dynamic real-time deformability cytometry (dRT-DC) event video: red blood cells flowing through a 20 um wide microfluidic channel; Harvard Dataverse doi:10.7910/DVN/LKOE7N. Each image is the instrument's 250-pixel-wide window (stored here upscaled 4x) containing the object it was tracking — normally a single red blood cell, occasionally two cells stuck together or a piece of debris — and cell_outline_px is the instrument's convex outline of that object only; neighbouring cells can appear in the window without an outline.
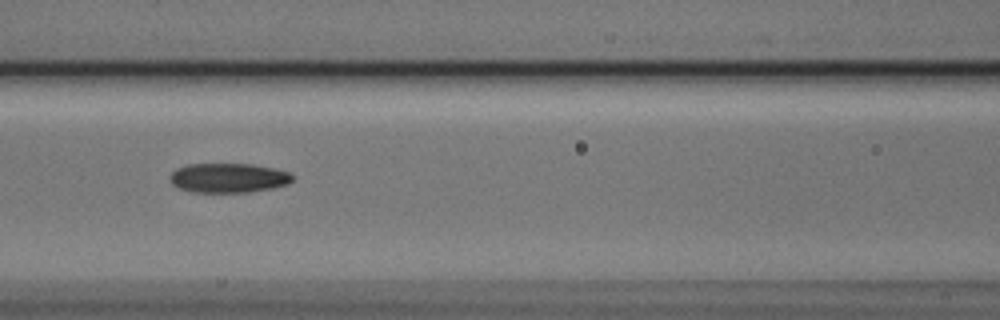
{"species": "Egyptian fruit bat (a non-hibernating species)", "species_latin": "Rousettus aegyptiacus", "temperature_condition": "cold", "stored_images_in_passage": 8, "camera_frame_rate_fps": 3000, "um_per_image_px": 0.085, "animal": {"sex": "male"}, "frame": {"image": 1, "passage_image": 7, "time_ms": 2.0, "image_size_px": [1000, 320], "cell_outline_px": [[296, 176], [288, 184], [272, 188], [248, 192], [192, 192], [180, 188], [172, 184], [168, 180], [168, 176], [176, 168], [188, 164], [252, 164], [272, 168], [288, 172]], "centroid_in_image_um": [19.39, 15.12], "position_along_channel_um": 147.2, "area_um2": 21.15}}
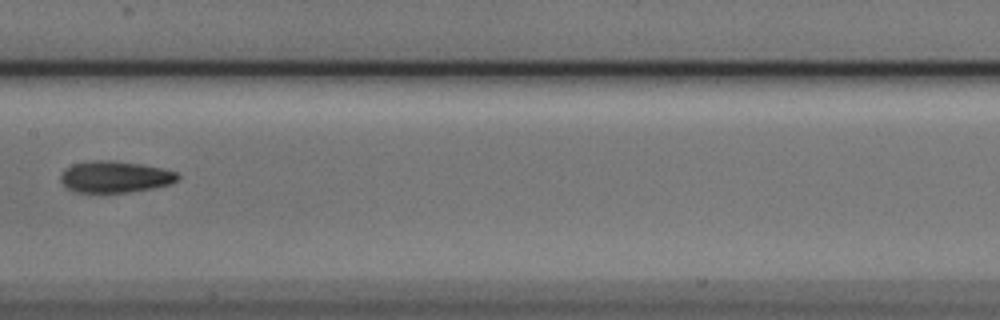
{"frame": {"image": 2, "passage_image": 8, "time_ms": 2.333, "image_size_px": [1000, 320], "cell_outline_px": [[180, 176], [176, 180], [168, 184], [152, 188], [128, 192], [76, 192], [68, 188], [60, 180], [60, 176], [64, 168], [72, 164], [100, 160], [112, 160], [140, 164], [160, 168], [176, 172]], "centroid_in_image_um": [9.74, 15.02], "position_along_channel_um": 197.7, "area_um2": 21.21}}